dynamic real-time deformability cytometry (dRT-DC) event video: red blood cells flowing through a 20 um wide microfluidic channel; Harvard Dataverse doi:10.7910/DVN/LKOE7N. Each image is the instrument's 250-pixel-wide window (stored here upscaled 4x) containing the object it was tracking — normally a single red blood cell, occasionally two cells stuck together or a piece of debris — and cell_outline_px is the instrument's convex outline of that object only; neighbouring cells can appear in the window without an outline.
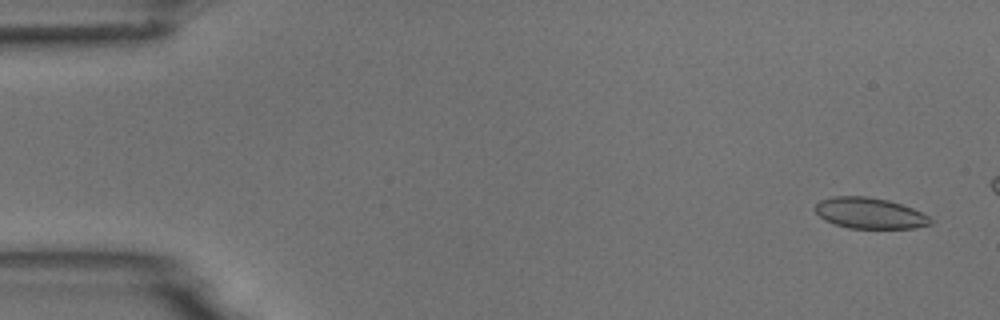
{"species": "common noctule bat (a hibernating species)", "species_latin": "Nyctalus noctula", "temperature_condition": "room temperature", "stored_images_in_passage": 15, "camera_frame_rate_fps": 3000, "um_per_image_px": 0.085, "animal": {"sex": "male", "body_mass_g": 18.8}, "frame": {"image": 1, "passage_image": 3, "time_ms": 0.667, "image_size_px": [1000, 320], "cell_outline_px": [[932, 224], [916, 228], [848, 228], [824, 220], [812, 208], [820, 200], [836, 196], [868, 196], [888, 200], [912, 208], [928, 216], [932, 220]], "centroid_in_image_um": [73.9, 18.12], "position_along_channel_um": 11.1, "area_um2": 20.75}}